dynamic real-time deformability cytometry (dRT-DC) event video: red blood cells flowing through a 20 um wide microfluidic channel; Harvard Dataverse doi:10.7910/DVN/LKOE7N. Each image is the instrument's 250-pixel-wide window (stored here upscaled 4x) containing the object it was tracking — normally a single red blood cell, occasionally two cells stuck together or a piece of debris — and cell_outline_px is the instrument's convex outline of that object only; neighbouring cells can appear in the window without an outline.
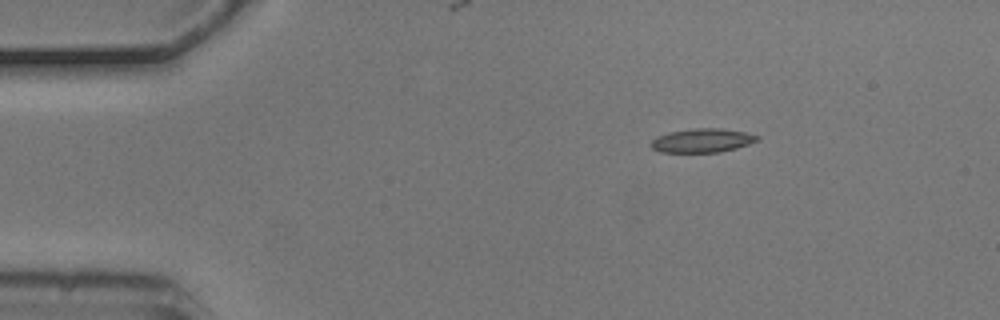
{"species": "common noctule bat (a hibernating species)", "species_latin": "Nyctalus noctula", "temperature_condition": "cold", "stored_images_in_passage": 2, "camera_frame_rate_fps": 3000, "um_per_image_px": 0.085, "animal": {"sex": "male", "body_mass_g": 20.5, "forearm_length_mm": 52.5}, "frame": {"image": 1, "passage_image": 1, "time_ms": 0.0, "image_size_px": [1000, 320], "cell_outline_px": [[760, 140], [736, 148], [720, 152], [660, 152], [652, 148], [652, 140], [656, 136], [668, 132], [692, 128], [720, 128], [744, 132], [760, 136]], "centroid_in_image_um": [59.69, 11.93], "position_along_channel_um": 25.3, "area_um2": 14.8}}